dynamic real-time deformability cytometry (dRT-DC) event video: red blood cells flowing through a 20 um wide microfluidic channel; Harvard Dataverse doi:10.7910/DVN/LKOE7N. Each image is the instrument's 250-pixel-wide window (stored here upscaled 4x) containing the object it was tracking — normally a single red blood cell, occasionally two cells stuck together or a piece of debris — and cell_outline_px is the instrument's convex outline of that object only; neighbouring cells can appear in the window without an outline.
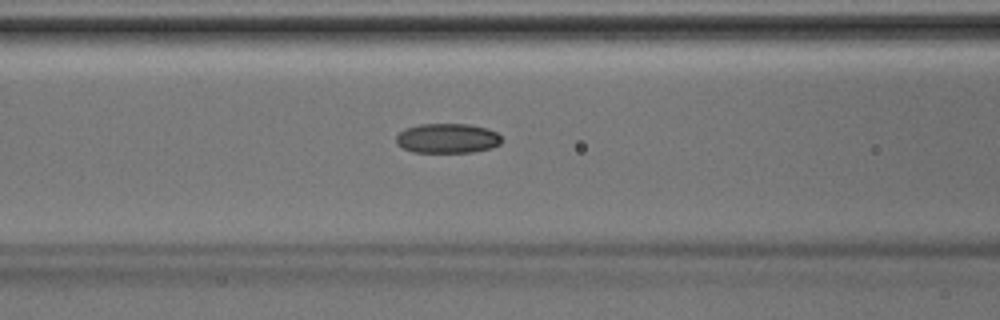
{"species": "Egyptian fruit bat (a non-hibernating species)", "species_latin": "Rousettus aegyptiacus", "temperature_condition": "room temperature", "stored_images_in_passage": 37, "camera_frame_rate_fps": 3000, "um_per_image_px": 0.085, "animal": {"sex": "male"}, "frame": {"image": 1, "passage_image": 18, "time_ms": 5.667, "image_size_px": [1000, 320], "cell_outline_px": [[500, 144], [492, 148], [472, 152], [412, 152], [396, 144], [396, 136], [404, 128], [420, 124], [468, 124], [488, 128], [496, 132], [500, 136]], "centroid_in_image_um": [38.01, 11.75], "position_along_channel_um": 128.6, "area_um2": 18.32}}
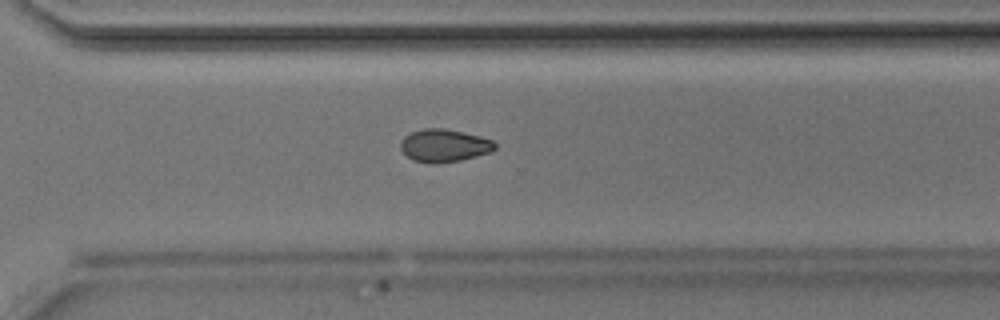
{"frame": {"image": 2, "passage_image": 31, "time_ms": 10.0, "image_size_px": [1000, 320], "cell_outline_px": [[496, 148], [492, 152], [460, 160], [436, 164], [428, 164], [412, 160], [400, 148], [400, 144], [404, 136], [412, 132], [424, 128], [444, 128], [464, 132], [480, 136], [492, 140], [496, 144]], "centroid_in_image_um": [37.76, 12.38], "position_along_channel_um": 332.8, "area_um2": 18.15}}
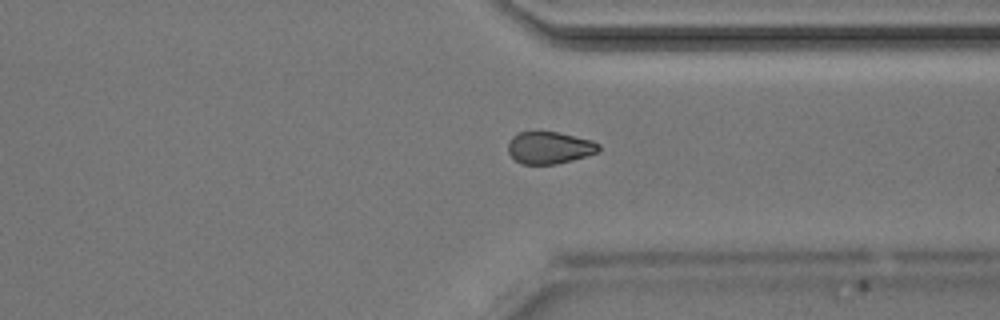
{"frame": {"image": 3, "passage_image": 33, "time_ms": 10.667, "image_size_px": [1000, 320], "cell_outline_px": [[600, 152], [572, 160], [556, 164], [520, 164], [508, 152], [508, 144], [512, 136], [520, 132], [556, 132], [592, 140], [600, 144]], "centroid_in_image_um": [46.72, 12.56], "position_along_channel_um": 364.7, "area_um2": 16.94}}